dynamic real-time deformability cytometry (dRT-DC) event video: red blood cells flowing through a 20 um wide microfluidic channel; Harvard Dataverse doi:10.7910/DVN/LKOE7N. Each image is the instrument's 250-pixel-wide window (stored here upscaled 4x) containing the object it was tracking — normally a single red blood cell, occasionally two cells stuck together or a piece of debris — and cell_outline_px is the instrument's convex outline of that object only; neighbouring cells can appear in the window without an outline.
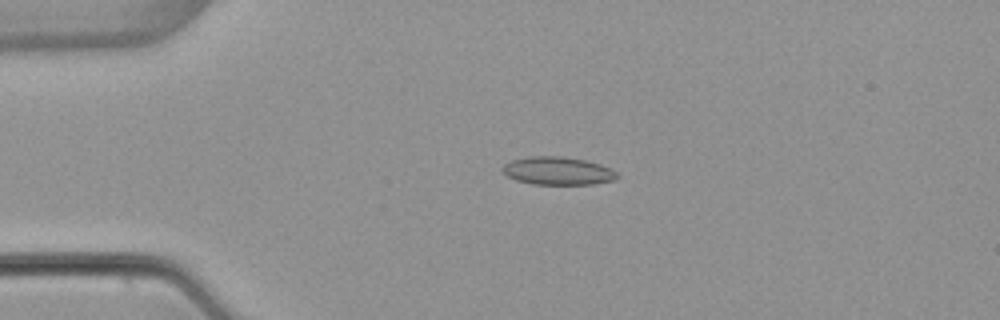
{"species": "common noctule bat (a hibernating species)", "species_latin": "Nyctalus noctula", "temperature_condition": "warm", "stored_images_in_passage": 41, "camera_frame_rate_fps": 3000, "um_per_image_px": 0.085, "animal": {"sex": "female", "body_mass_g": 22.7, "forearm_length_mm": 54.2}, "frame": {"image": 1, "passage_image": 1, "time_ms": 0.0, "image_size_px": [1000, 320], "cell_outline_px": [[620, 176], [616, 180], [596, 184], [532, 184], [516, 180], [508, 176], [500, 168], [504, 164], [512, 160], [528, 156], [564, 156], [584, 160], [600, 164], [612, 168]], "centroid_in_image_um": [47.44, 14.52], "position_along_channel_um": 37.6, "area_um2": 18.9}}
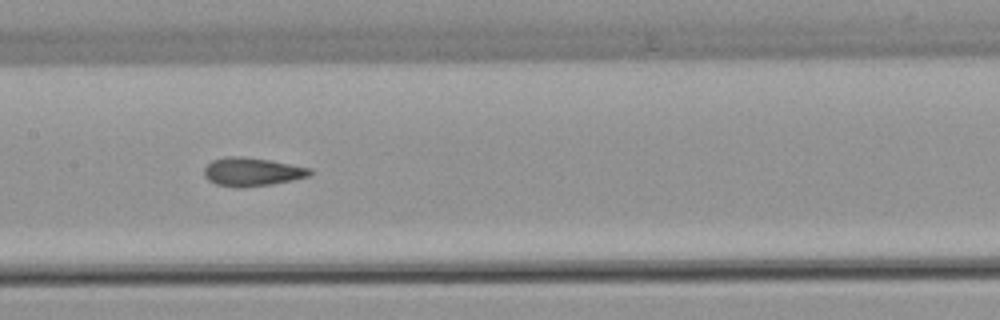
{"frame": {"image": 2, "passage_image": 15, "time_ms": 4.667, "image_size_px": [1000, 320], "cell_outline_px": [[312, 172], [308, 176], [292, 180], [272, 184], [244, 188], [236, 188], [216, 184], [208, 180], [204, 176], [204, 168], [212, 160], [224, 156], [240, 156], [268, 160], [312, 168]], "centroid_in_image_um": [21.39, 14.61], "position_along_channel_um": 186.0, "area_um2": 17.63}}
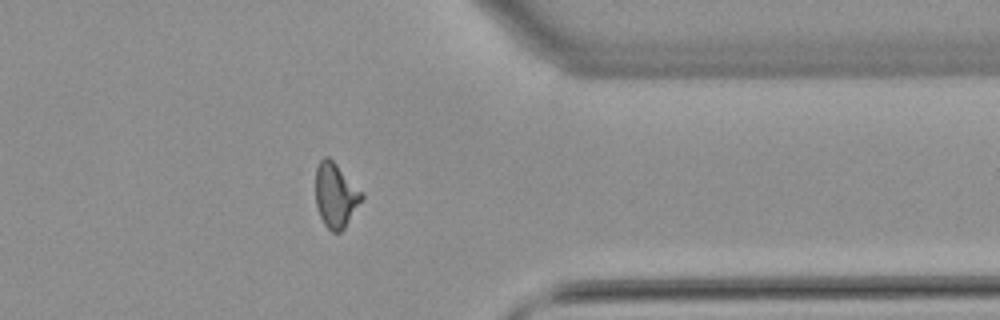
{"frame": {"image": 3, "passage_image": 31, "time_ms": 10.0, "image_size_px": [1000, 320], "cell_outline_px": [[364, 196], [344, 228], [340, 232], [332, 232], [324, 224], [320, 216], [316, 204], [316, 168], [320, 160], [324, 156], [328, 156], [364, 192]], "centroid_in_image_um": [28.53, 16.58], "position_along_channel_um": 382.9, "area_um2": 17.22}, "authors_computed_cell_mechanics": {"area_um2": 17.1666, "velocity_mm_per_s": 3.9017, "shape_relaxation_time_tau1_ms": 8.6075, "shape_relaxation_time_tau2_ms": 1.4487, "deformation_change_tau1": 0.2108, "deformation_change_tau2": 0.0891}}